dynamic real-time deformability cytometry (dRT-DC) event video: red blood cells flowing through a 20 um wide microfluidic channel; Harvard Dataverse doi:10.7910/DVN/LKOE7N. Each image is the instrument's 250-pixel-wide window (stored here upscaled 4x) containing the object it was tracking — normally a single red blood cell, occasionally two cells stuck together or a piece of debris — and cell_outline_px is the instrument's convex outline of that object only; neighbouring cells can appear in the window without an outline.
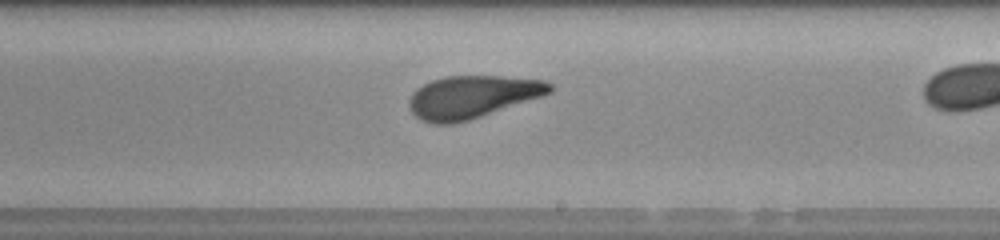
{"species": "human", "species_latin": "Homo sapiens", "temperature_condition": "room temperature", "stored_images_in_passage": 23, "camera_frame_rate_fps": 3000, "um_per_image_px": 0.085, "donor": {"sex": "male"}, "frame": {"image": 1, "passage_image": 14, "time_ms": 4.333, "image_size_px": [1000, 240], "cell_outline_px": [[552, 92], [468, 120], [452, 124], [432, 124], [420, 120], [408, 108], [408, 100], [412, 92], [416, 88], [432, 80], [444, 76], [500, 76], [544, 80], [552, 84]], "centroid_in_image_um": [40.06, 8.23], "position_along_channel_um": 248.9, "area_um2": 34.68}}